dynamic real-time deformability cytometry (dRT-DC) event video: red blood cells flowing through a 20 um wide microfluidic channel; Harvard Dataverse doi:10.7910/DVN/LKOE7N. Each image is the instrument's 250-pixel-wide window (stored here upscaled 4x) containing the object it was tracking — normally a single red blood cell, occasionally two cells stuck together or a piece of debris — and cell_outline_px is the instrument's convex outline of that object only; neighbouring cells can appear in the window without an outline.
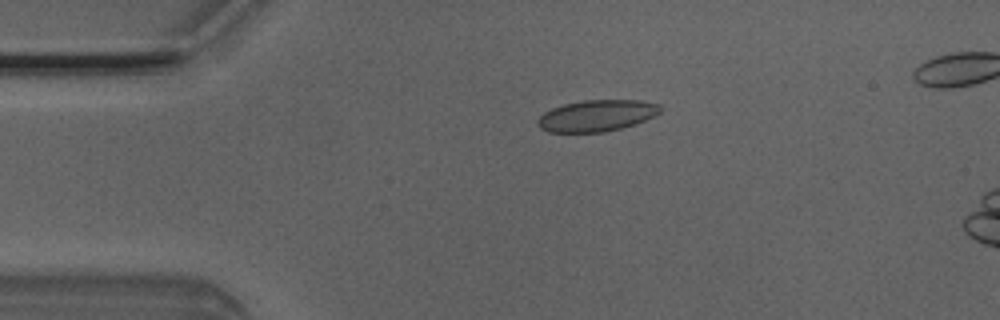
{"species": "Egyptian fruit bat (a non-hibernating species)", "species_latin": "Rousettus aegyptiacus", "temperature_condition": "room temperature", "stored_images_in_passage": 5, "camera_frame_rate_fps": 3000, "um_per_image_px": 0.085, "animal": {"sex": "male"}, "frame": {"image": 1, "passage_image": 3, "time_ms": 0.667, "image_size_px": [1000, 320], "cell_outline_px": [[664, 108], [656, 116], [636, 124], [604, 132], [548, 132], [540, 128], [536, 124], [536, 120], [544, 112], [552, 108], [564, 104], [584, 100], [640, 100], [660, 104]], "centroid_in_image_um": [50.75, 9.83], "position_along_channel_um": 34.3, "area_um2": 22.72}}